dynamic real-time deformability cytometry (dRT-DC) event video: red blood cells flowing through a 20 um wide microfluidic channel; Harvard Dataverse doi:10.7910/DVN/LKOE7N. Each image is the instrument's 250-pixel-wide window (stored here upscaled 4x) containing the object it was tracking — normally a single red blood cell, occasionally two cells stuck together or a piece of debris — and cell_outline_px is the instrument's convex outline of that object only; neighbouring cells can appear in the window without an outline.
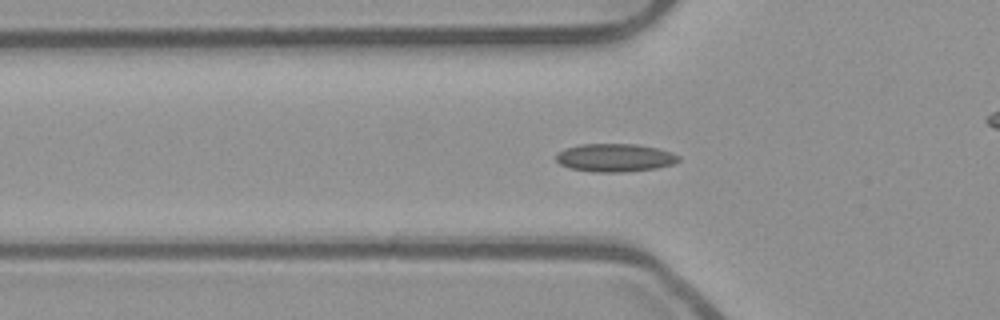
{"species": "common noctule bat (a hibernating species)", "species_latin": "Nyctalus noctula", "temperature_condition": "room temperature", "stored_images_in_passage": 46, "camera_frame_rate_fps": 3000, "um_per_image_px": 0.085, "animal": {"sex": "male", "body_mass_g": 23.1, "forearm_length_mm": 52.7}, "frame": {"image": 1, "passage_image": 10, "time_ms": 3.0, "image_size_px": [1000, 320], "cell_outline_px": [[680, 160], [676, 164], [656, 168], [624, 172], [592, 172], [568, 168], [560, 164], [556, 160], [556, 152], [564, 148], [580, 144], [636, 144], [656, 148], [672, 152], [680, 156]], "centroid_in_image_um": [52.26, 13.41], "position_along_channel_um": 73.5, "area_um2": 20.35}}
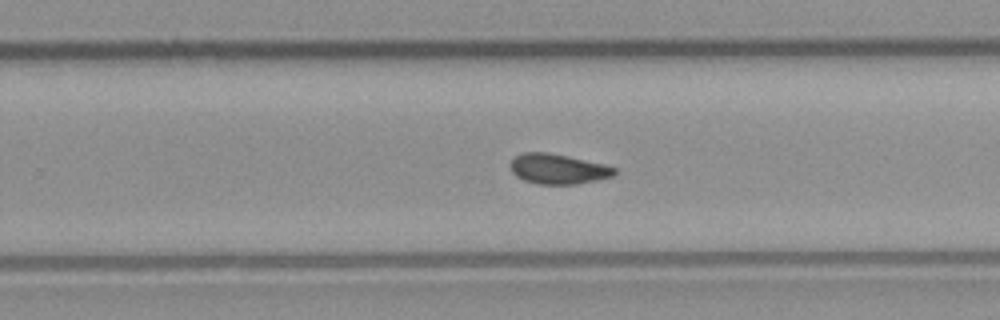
{"frame": {"image": 2, "passage_image": 26, "time_ms": 8.333, "image_size_px": [1000, 320], "cell_outline_px": [[616, 172], [612, 176], [596, 180], [576, 184], [536, 184], [524, 180], [516, 176], [512, 172], [512, 160], [516, 156], [524, 152], [548, 152], [568, 156], [604, 164], [616, 168]], "centroid_in_image_um": [47.43, 14.36], "position_along_channel_um": 282.4, "area_um2": 18.09}}
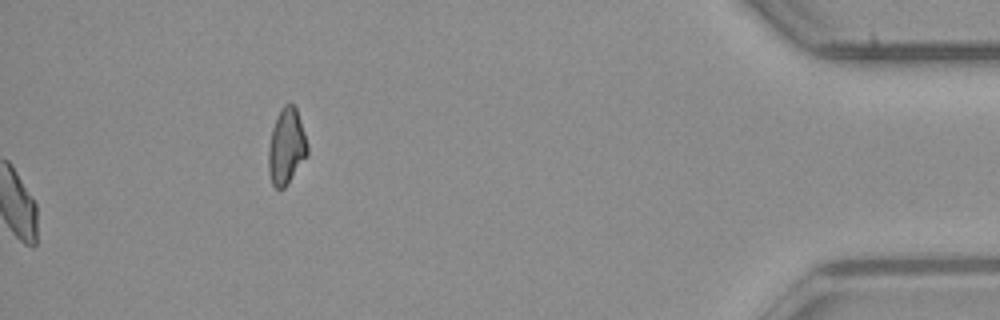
{"frame": {"image": 3, "passage_image": 46, "time_ms": 15.0, "image_size_px": [1000, 320], "cell_outline_px": [[308, 156], [288, 184], [284, 188], [276, 188], [272, 184], [268, 172], [268, 148], [272, 128], [280, 108], [284, 104], [292, 104], [296, 108], [308, 144]], "centroid_in_image_um": [24.34, 12.48], "position_along_channel_um": 410.9, "area_um2": 17.46}, "authors_computed_cell_mechanics": {"area_um2": 18.207, "velocity_mm_per_s": 3.8935, "shape_relaxation_time_tau1_ms": null, "shape_relaxation_time_tau2_ms": 3.9755, "deformation_change_tau1": null, "deformation_change_tau2": 0.0769}}